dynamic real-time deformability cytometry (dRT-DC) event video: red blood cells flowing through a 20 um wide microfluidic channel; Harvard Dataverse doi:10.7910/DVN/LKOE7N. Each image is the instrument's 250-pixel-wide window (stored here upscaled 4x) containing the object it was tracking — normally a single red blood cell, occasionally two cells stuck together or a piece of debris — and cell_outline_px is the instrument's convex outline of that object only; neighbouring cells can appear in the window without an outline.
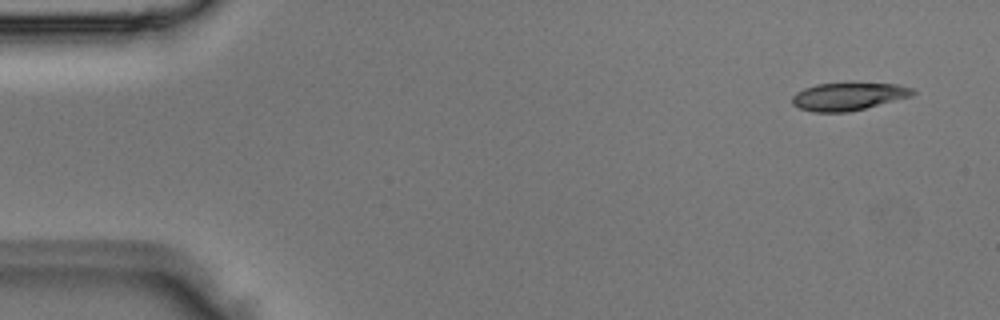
{"species": "Egyptian fruit bat (a non-hibernating species)", "species_latin": "Rousettus aegyptiacus", "temperature_condition": "room temperature", "stored_images_in_passage": 3, "camera_frame_rate_fps": 3000, "um_per_image_px": 0.085, "animal": {"sex": "male"}, "frame": {"image": 1, "passage_image": 1, "time_ms": 0.0, "image_size_px": [1000, 320], "cell_outline_px": [[916, 92], [912, 96], [848, 112], [812, 112], [800, 108], [792, 104], [792, 96], [796, 92], [804, 88], [816, 84], [896, 84], [912, 88]], "centroid_in_image_um": [72.07, 8.21], "position_along_channel_um": 12.9, "area_um2": 19.13}}
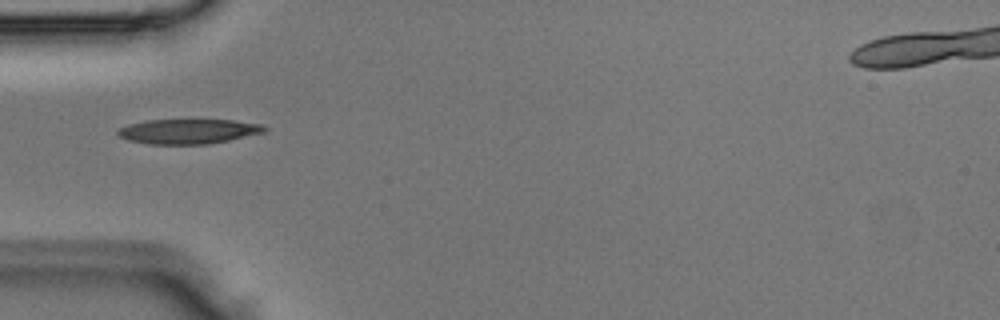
{"frame": {"image": 2, "passage_image": 3, "time_ms": 0.667, "image_size_px": [1000, 320], "cell_outline_px": [[268, 128], [264, 132], [228, 140], [208, 144], [148, 144], [128, 140], [120, 136], [116, 132], [120, 128], [128, 124], [148, 120], [232, 120], [260, 124]], "centroid_in_image_um": [15.99, 11.16], "position_along_channel_um": 69.0, "area_um2": 20.98}}